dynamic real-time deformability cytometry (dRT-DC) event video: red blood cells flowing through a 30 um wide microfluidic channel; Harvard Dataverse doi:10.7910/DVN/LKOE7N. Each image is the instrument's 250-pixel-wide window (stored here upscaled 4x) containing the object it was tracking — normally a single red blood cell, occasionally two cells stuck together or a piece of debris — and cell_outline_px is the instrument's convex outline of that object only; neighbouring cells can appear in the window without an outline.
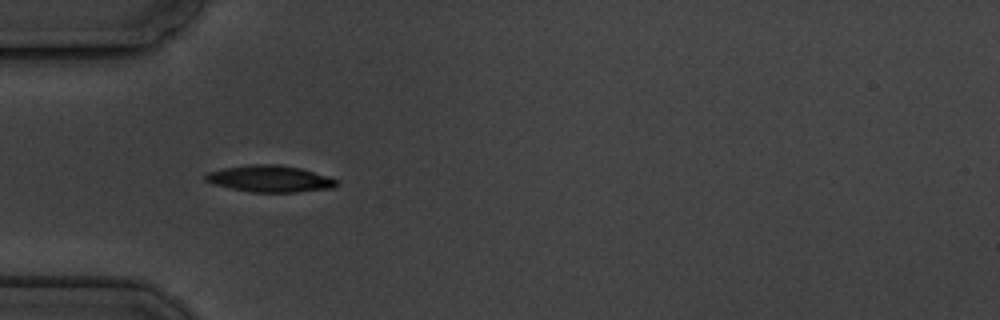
{"species": "common noctule bat (a hibernating species)", "species_latin": "Nyctalus noctula", "temperature_condition": "cold", "stored_images_in_passage": 16, "camera_frame_rate_fps": 3000, "um_per_image_px": 0.085, "animal": {"sex": "male", "body_mass_g": 19.5, "forearm_length_mm": 54.6}, "frame": {"image": 1, "passage_image": 5, "time_ms": 4.667, "image_size_px": [1000, 320], "cell_outline_px": [[340, 184], [332, 188], [296, 192], [252, 192], [232, 188], [216, 184], [204, 180], [204, 176], [208, 172], [224, 168], [248, 164], [276, 164], [300, 168], [328, 176], [336, 180]], "centroid_in_image_um": [22.96, 15.19], "position_along_channel_um": 62.0, "area_um2": 20.17}}
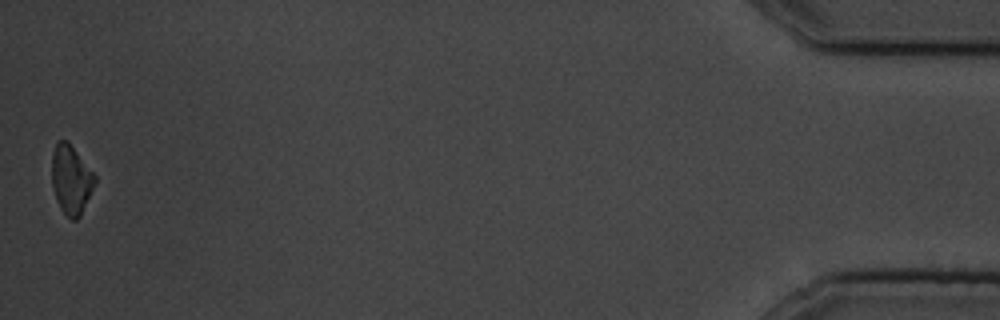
{"frame": {"image": 2, "passage_image": 16, "time_ms": 17.667, "image_size_px": [1000, 320], "cell_outline_px": [[96, 180], [80, 216], [76, 220], [72, 220], [60, 208], [56, 200], [52, 184], [52, 152], [56, 140], [68, 140], [96, 176]], "centroid_in_image_um": [6.02, 15.22], "position_along_channel_um": 429.2, "area_um2": 17.22}, "authors_computed_cell_mechanics": {"area_um2": 19.0451, "velocity_mm_per_s": 3.539, "shape_relaxation_time_tau1_ms": 2.7948, "shape_relaxation_time_tau2_ms": null, "deformation_change_tau1": 0.0768, "deformation_change_tau2": null}}